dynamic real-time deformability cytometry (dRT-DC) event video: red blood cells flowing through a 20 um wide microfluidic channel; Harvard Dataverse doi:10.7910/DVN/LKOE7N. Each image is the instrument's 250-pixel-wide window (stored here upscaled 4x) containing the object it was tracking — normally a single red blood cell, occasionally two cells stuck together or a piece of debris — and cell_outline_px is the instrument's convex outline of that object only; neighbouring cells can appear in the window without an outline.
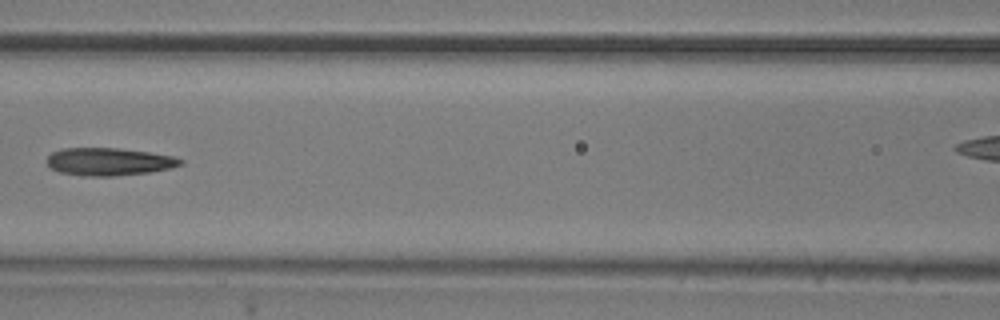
{"species": "common noctule bat (a hibernating species)", "species_latin": "Nyctalus noctula", "temperature_condition": "room temperature", "stored_images_in_passage": 8, "segment_of_instrument_passage": [1, 2], "camera_frame_rate_fps": 3000, "um_per_image_px": 0.085, "animal": {"sex": "male", "body_mass_g": 20.5, "forearm_length_mm": 52.5}, "frame": {"image": 1, "passage_image": 7, "time_ms": 2.0, "image_size_px": [1000, 320], "cell_outline_px": [[184, 164], [168, 168], [148, 172], [112, 176], [88, 176], [60, 172], [52, 168], [48, 164], [48, 156], [52, 152], [60, 148], [120, 148], [148, 152], [172, 156], [184, 160]], "centroid_in_image_um": [9.26, 13.73], "position_along_channel_um": 157.3, "area_um2": 21.33}}